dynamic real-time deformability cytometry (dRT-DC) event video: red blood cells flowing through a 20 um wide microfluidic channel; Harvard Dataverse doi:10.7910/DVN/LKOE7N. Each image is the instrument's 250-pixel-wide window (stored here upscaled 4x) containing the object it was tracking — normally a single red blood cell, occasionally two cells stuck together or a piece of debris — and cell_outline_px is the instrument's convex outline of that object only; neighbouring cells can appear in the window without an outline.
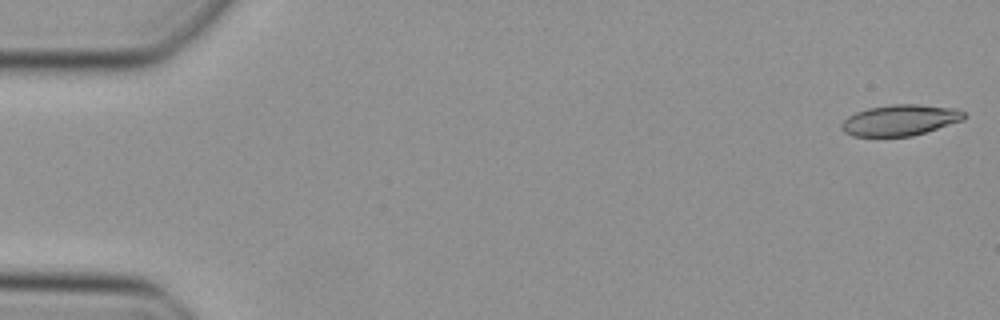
{"species": "Egyptian fruit bat (a non-hibernating species)", "species_latin": "Rousettus aegyptiacus", "temperature_condition": "cold", "stored_images_in_passage": 9, "camera_frame_rate_fps": 3000, "um_per_image_px": 0.085, "animal": {"sex": "female"}, "frame": {"image": 1, "passage_image": 1, "time_ms": 0.0, "image_size_px": [1000, 320], "cell_outline_px": [[968, 116], [964, 120], [912, 136], [852, 136], [844, 132], [840, 128], [840, 124], [848, 116], [856, 112], [868, 108], [892, 104], [916, 104], [956, 108], [964, 112]], "centroid_in_image_um": [76.51, 10.21], "position_along_channel_um": 8.5, "area_um2": 22.2}}